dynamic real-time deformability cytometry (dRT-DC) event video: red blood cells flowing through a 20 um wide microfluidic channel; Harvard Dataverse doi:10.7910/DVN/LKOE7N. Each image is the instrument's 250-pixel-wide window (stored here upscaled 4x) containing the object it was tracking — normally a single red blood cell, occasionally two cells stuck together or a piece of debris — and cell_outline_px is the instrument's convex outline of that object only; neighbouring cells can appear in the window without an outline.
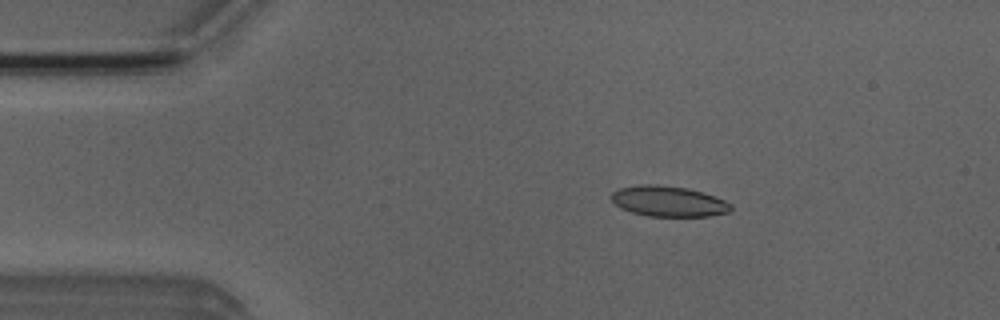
{"species": "Egyptian fruit bat (a non-hibernating species)", "species_latin": "Rousettus aegyptiacus", "temperature_condition": "room temperature", "stored_images_in_passage": 6, "camera_frame_rate_fps": 3000, "um_per_image_px": 0.085, "animal": {"sex": "male"}, "frame": {"image": 1, "passage_image": 3, "time_ms": 2.333, "image_size_px": [1000, 320], "cell_outline_px": [[732, 208], [728, 212], [708, 216], [648, 216], [632, 212], [620, 208], [612, 200], [612, 192], [620, 188], [640, 184], [660, 184], [688, 188], [724, 200], [732, 204]], "centroid_in_image_um": [56.8, 17.1], "position_along_channel_um": 28.2, "area_um2": 21.15}}